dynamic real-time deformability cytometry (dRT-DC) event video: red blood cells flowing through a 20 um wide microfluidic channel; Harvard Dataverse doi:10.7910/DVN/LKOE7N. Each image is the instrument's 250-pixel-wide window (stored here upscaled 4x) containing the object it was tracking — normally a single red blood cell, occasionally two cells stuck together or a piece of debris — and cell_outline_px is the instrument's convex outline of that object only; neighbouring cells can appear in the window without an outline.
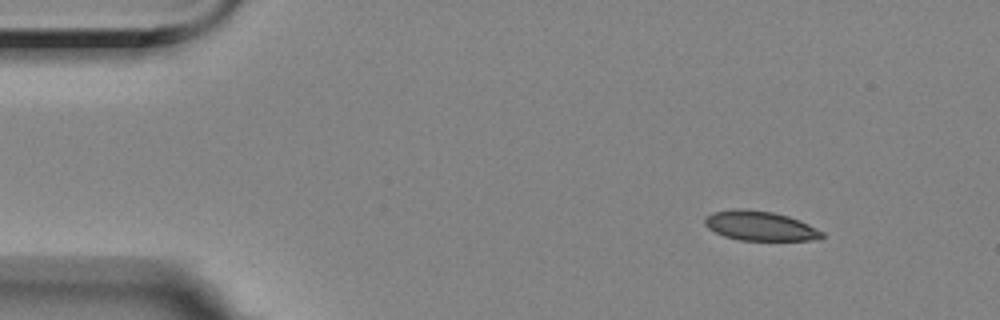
{"species": "Egyptian fruit bat (a non-hibernating species)", "species_latin": "Rousettus aegyptiacus", "temperature_condition": "room temperature", "stored_images_in_passage": 51, "camera_frame_rate_fps": 3000, "um_per_image_px": 0.085, "animal": {"sex": "female"}, "frame": {"image": 1, "passage_image": 1, "time_ms": 0.0, "image_size_px": [1000, 320], "cell_outline_px": [[824, 236], [808, 240], [740, 240], [724, 236], [708, 228], [704, 224], [704, 220], [712, 212], [736, 208], [748, 208], [772, 212], [788, 216], [800, 220], [824, 232]], "centroid_in_image_um": [64.58, 19.18], "position_along_channel_um": 20.4, "area_um2": 20.11}}
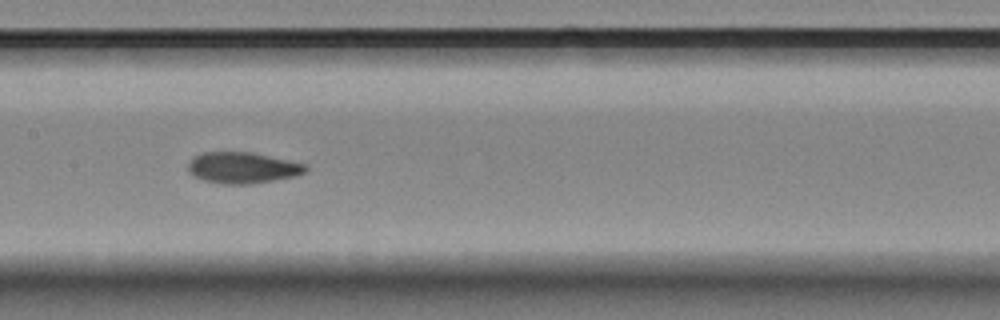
{"frame": {"image": 2, "passage_image": 22, "time_ms": 7.0, "image_size_px": [1000, 320], "cell_outline_px": [[308, 168], [304, 172], [292, 176], [252, 184], [224, 184], [204, 180], [192, 176], [188, 172], [188, 164], [196, 156], [204, 152], [252, 152], [288, 160], [304, 164]], "centroid_in_image_um": [20.57, 14.26], "position_along_channel_um": 186.8, "area_um2": 21.04}}
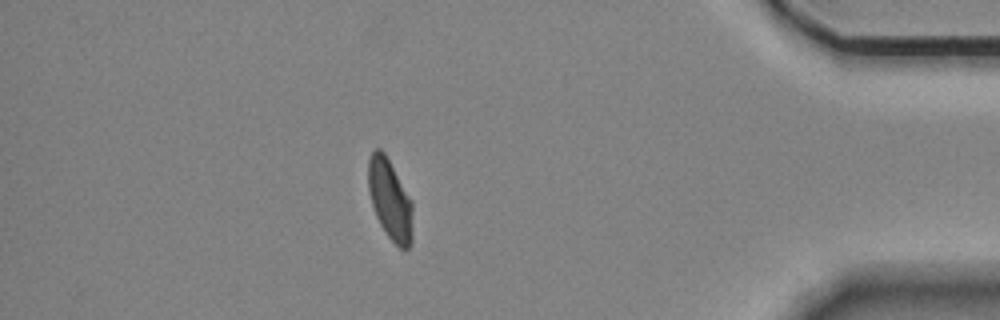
{"frame": {"image": 3, "passage_image": 44, "time_ms": 14.333, "image_size_px": [1000, 320], "cell_outline_px": [[412, 240], [408, 248], [400, 248], [388, 236], [380, 224], [376, 216], [372, 204], [368, 188], [368, 160], [372, 152], [376, 148], [380, 148], [384, 152], [412, 200]], "centroid_in_image_um": [33.15, 16.95], "position_along_channel_um": 402.1, "area_um2": 20.69}, "authors_computed_cell_mechanics": {"area_um2": 21.2126, "velocity_mm_per_s": 3.4991, "shape_relaxation_time_tau1_ms": 6.4657, "shape_relaxation_time_tau2_ms": 1.6697, "deformation_change_tau1": 0.1603, "deformation_change_tau2": 0.0586}}